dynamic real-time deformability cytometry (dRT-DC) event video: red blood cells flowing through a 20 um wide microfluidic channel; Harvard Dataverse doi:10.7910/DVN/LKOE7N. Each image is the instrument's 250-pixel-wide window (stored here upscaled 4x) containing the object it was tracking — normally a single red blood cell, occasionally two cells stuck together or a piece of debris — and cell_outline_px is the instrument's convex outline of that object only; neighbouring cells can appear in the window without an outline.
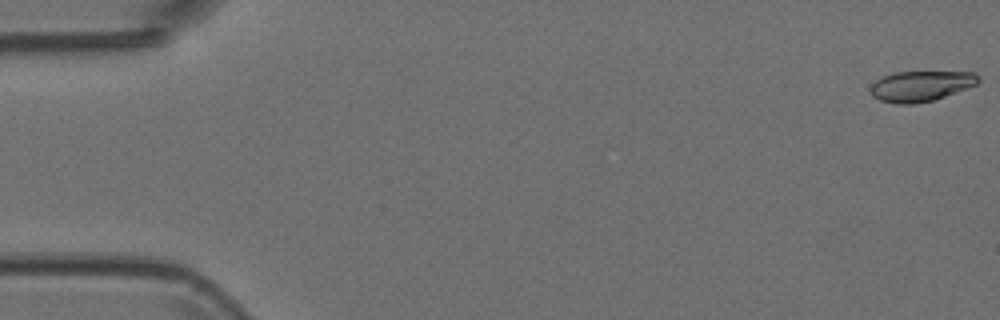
{"species": "Egyptian fruit bat (a non-hibernating species)", "species_latin": "Rousettus aegyptiacus", "temperature_condition": "room temperature", "stored_images_in_passage": 8, "camera_frame_rate_fps": 3000, "um_per_image_px": 0.085, "animal": {"sex": "female"}, "frame": {"image": 1, "passage_image": 1, "time_ms": 0.0, "image_size_px": [1000, 320], "cell_outline_px": [[980, 80], [976, 84], [944, 96], [932, 100], [912, 104], [900, 104], [880, 100], [872, 96], [872, 84], [876, 80], [892, 72], [976, 72], [980, 76]], "centroid_in_image_um": [78.28, 7.3], "position_along_channel_um": 6.7, "area_um2": 18.84}}
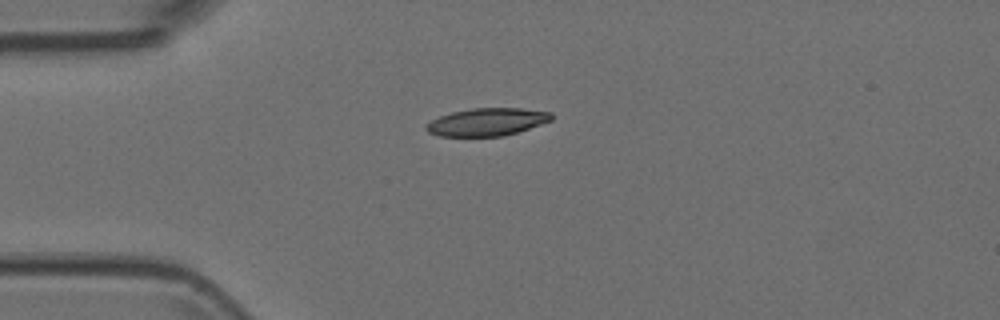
{"frame": {"image": 2, "passage_image": 5, "time_ms": 1.333, "image_size_px": [1000, 320], "cell_outline_px": [[552, 120], [504, 136], [440, 136], [428, 132], [424, 128], [432, 120], [440, 116], [452, 112], [472, 108], [520, 108], [552, 112]], "centroid_in_image_um": [41.39, 10.36], "position_along_channel_um": 43.6, "area_um2": 20.0}}
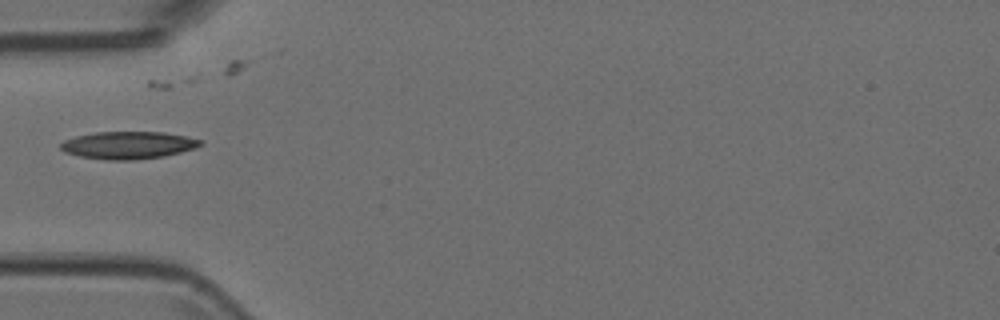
{"frame": {"image": 3, "passage_image": 6, "time_ms": 1.667, "image_size_px": [1000, 320], "cell_outline_px": [[204, 144], [196, 148], [164, 156], [132, 160], [104, 160], [80, 156], [64, 152], [60, 148], [60, 144], [64, 140], [76, 136], [96, 132], [164, 132], [204, 140]], "centroid_in_image_um": [10.91, 12.34], "position_along_channel_um": 74.1, "area_um2": 22.43}}